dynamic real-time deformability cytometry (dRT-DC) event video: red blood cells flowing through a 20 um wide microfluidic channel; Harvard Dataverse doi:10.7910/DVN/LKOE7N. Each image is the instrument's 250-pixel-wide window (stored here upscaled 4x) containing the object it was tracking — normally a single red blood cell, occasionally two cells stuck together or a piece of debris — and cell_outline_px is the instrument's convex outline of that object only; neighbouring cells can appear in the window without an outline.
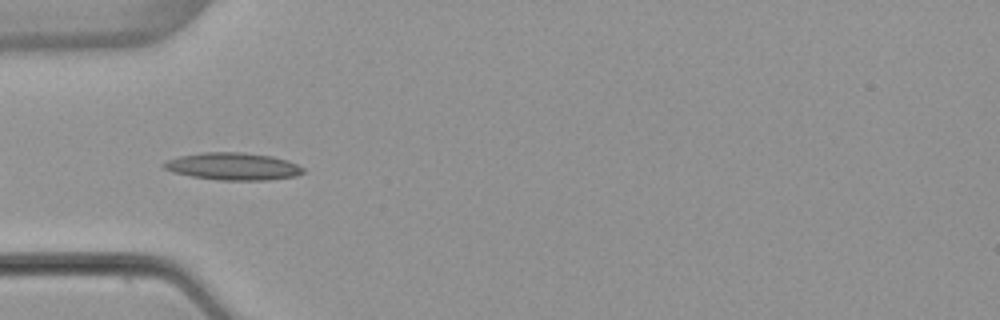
{"species": "common noctule bat (a hibernating species)", "species_latin": "Nyctalus noctula", "temperature_condition": "warm", "stored_images_in_passage": 2, "camera_frame_rate_fps": 3000, "um_per_image_px": 0.085, "animal": {"sex": "female", "body_mass_g": 22.7, "forearm_length_mm": 54.2}, "frame": {"image": 1, "passage_image": 2, "time_ms": 1.667, "image_size_px": [1000, 320], "cell_outline_px": [[304, 172], [296, 176], [268, 180], [220, 180], [192, 176], [172, 172], [164, 168], [160, 164], [168, 160], [180, 156], [204, 152], [244, 152], [272, 156], [288, 160], [304, 168]], "centroid_in_image_um": [19.82, 14.14], "position_along_channel_um": 65.2, "area_um2": 22.2}}